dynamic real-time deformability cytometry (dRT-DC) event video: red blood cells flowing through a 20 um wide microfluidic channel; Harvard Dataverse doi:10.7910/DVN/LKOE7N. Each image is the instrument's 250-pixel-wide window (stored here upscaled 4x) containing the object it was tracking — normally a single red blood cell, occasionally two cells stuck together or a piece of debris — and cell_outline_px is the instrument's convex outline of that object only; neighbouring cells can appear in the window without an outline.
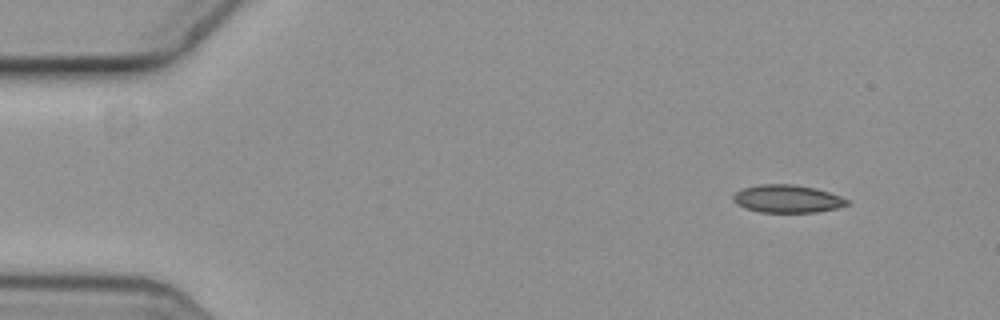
{"species": "common noctule bat (a hibernating species)", "species_latin": "Nyctalus noctula", "temperature_condition": "cold", "stored_images_in_passage": 3, "camera_frame_rate_fps": 3000, "um_per_image_px": 0.085, "animal": {"sex": "female", "body_mass_g": 19.3, "forearm_length_mm": 54.1}, "frame": {"image": 1, "passage_image": 1, "time_ms": 0.0, "image_size_px": [1000, 320], "cell_outline_px": [[848, 204], [836, 208], [816, 212], [760, 212], [744, 208], [736, 204], [732, 200], [732, 196], [736, 192], [744, 188], [764, 184], [792, 184], [816, 188], [840, 196], [848, 200]], "centroid_in_image_um": [66.89, 16.9], "position_along_channel_um": 18.1, "area_um2": 18.32}}